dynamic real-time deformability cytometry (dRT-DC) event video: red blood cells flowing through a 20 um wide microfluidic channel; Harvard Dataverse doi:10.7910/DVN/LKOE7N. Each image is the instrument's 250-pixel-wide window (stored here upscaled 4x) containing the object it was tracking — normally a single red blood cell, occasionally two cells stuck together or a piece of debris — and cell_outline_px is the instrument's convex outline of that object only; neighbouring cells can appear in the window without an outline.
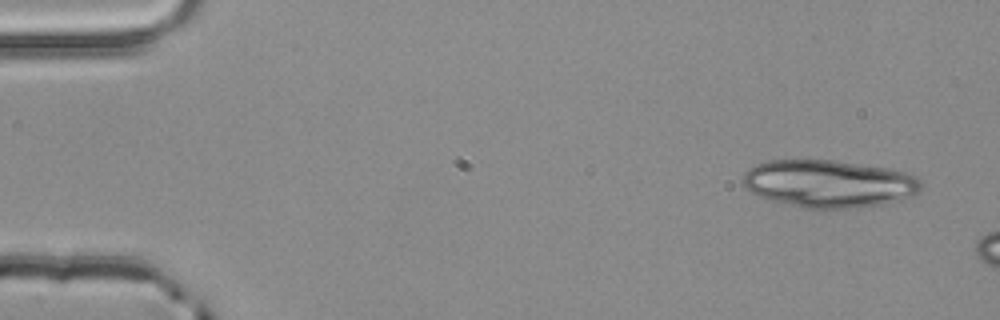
{"species": "common noctule bat (a hibernating species)", "species_latin": "Nyctalus noctula", "temperature_condition": "room temperature", "stored_images_in_passage": 3, "camera_frame_rate_fps": 3000, "um_per_image_px": 0.085, "animal": {"sex": "male", "body_mass_g": 20.4}, "frame": {"image": 1, "passage_image": 1, "time_ms": 0.0, "image_size_px": [1000, 320], "cell_outline_px": [[924, 184], [920, 192], [916, 196], [884, 204], [856, 208], [800, 208], [772, 200], [760, 196], [752, 192], [740, 180], [744, 172], [748, 168], [756, 164], [768, 160], [836, 160], [888, 168], [904, 172], [916, 176]], "centroid_in_image_um": [70.49, 15.61], "position_along_channel_um": 14.5, "area_um2": 49.88}}